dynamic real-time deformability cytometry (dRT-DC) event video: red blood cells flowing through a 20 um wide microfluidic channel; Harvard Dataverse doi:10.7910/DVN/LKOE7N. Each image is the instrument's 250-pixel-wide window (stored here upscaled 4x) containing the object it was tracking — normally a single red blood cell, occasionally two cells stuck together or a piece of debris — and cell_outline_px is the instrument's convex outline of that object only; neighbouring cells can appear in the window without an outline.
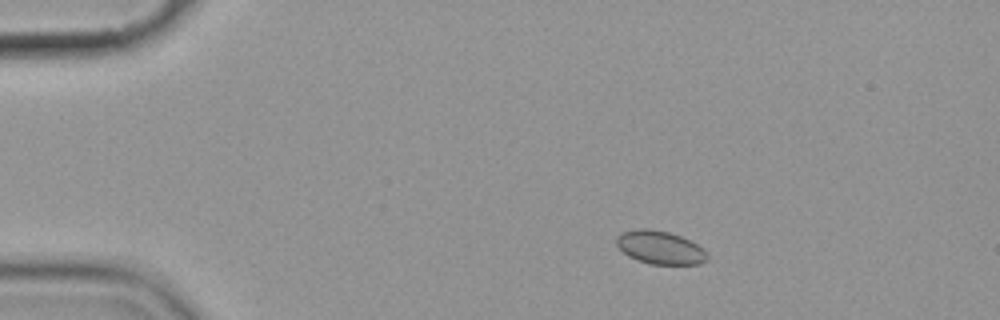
{"species": "common noctule bat (a hibernating species)", "species_latin": "Nyctalus noctula", "temperature_condition": "cold", "stored_images_in_passage": 4, "camera_frame_rate_fps": 3000, "um_per_image_px": 0.085, "animal": {"sex": "female", "body_mass_g": 19.9}, "frame": {"image": 1, "passage_image": 2, "time_ms": 1.333, "image_size_px": [1000, 320], "cell_outline_px": [[708, 260], [700, 264], [648, 264], [636, 260], [628, 256], [616, 244], [616, 236], [620, 232], [636, 228], [648, 228], [668, 232], [680, 236], [704, 248], [708, 256]], "centroid_in_image_um": [56.08, 21.03], "position_along_channel_um": 28.9, "area_um2": 17.74}}